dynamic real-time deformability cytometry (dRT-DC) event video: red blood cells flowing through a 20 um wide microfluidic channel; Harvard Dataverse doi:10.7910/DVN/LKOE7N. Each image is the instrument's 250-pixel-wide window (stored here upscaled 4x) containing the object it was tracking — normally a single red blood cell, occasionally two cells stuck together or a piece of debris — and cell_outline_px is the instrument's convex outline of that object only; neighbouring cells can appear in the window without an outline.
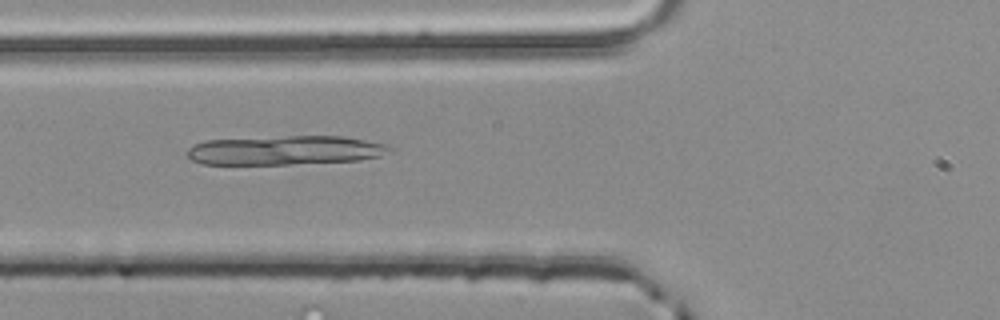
{"species": "common noctule bat (a hibernating species)", "species_latin": "Nyctalus noctula", "temperature_condition": "room temperature", "stored_images_in_passage": 4, "camera_frame_rate_fps": 3000, "um_per_image_px": 0.085, "animal": {"sex": "male", "body_mass_g": 20.4}, "frame": {"image": 1, "passage_image": 4, "time_ms": 1.0, "image_size_px": [1000, 320], "cell_outline_px": [[392, 148], [380, 156], [360, 160], [288, 164], [200, 164], [192, 160], [188, 156], [188, 148], [204, 140], [288, 136], [340, 136], [364, 140], [384, 144]], "centroid_in_image_um": [24.19, 12.77], "position_along_channel_um": 101.6, "area_um2": 34.1}}